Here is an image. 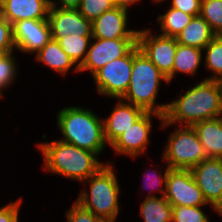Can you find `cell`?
<instances>
[{"label":"cell","mask_w":222,"mask_h":222,"mask_svg":"<svg viewBox=\"0 0 222 222\" xmlns=\"http://www.w3.org/2000/svg\"><path fill=\"white\" fill-rule=\"evenodd\" d=\"M222 116V82L203 79L179 97L168 102L161 128L171 125L193 126Z\"/></svg>","instance_id":"obj_1"},{"label":"cell","mask_w":222,"mask_h":222,"mask_svg":"<svg viewBox=\"0 0 222 222\" xmlns=\"http://www.w3.org/2000/svg\"><path fill=\"white\" fill-rule=\"evenodd\" d=\"M43 154V169L73 181L83 182L95 174L107 162H101L94 152L75 145L54 140L36 144Z\"/></svg>","instance_id":"obj_2"},{"label":"cell","mask_w":222,"mask_h":222,"mask_svg":"<svg viewBox=\"0 0 222 222\" xmlns=\"http://www.w3.org/2000/svg\"><path fill=\"white\" fill-rule=\"evenodd\" d=\"M56 124L63 135L61 141L81 149L103 153L107 142L104 137L103 120L91 109L66 106L57 113Z\"/></svg>","instance_id":"obj_3"},{"label":"cell","mask_w":222,"mask_h":222,"mask_svg":"<svg viewBox=\"0 0 222 222\" xmlns=\"http://www.w3.org/2000/svg\"><path fill=\"white\" fill-rule=\"evenodd\" d=\"M162 81L168 84L167 77L136 45L129 87L121 99L142 108L145 112L164 116L168 103H156Z\"/></svg>","instance_id":"obj_4"},{"label":"cell","mask_w":222,"mask_h":222,"mask_svg":"<svg viewBox=\"0 0 222 222\" xmlns=\"http://www.w3.org/2000/svg\"><path fill=\"white\" fill-rule=\"evenodd\" d=\"M110 161L103 165L83 184L87 187L81 190L76 202L84 209L91 211L103 221H116L119 215L120 184ZM88 188V189H87Z\"/></svg>","instance_id":"obj_5"},{"label":"cell","mask_w":222,"mask_h":222,"mask_svg":"<svg viewBox=\"0 0 222 222\" xmlns=\"http://www.w3.org/2000/svg\"><path fill=\"white\" fill-rule=\"evenodd\" d=\"M167 141L162 159L170 169H191L207 159L193 126L177 125Z\"/></svg>","instance_id":"obj_6"},{"label":"cell","mask_w":222,"mask_h":222,"mask_svg":"<svg viewBox=\"0 0 222 222\" xmlns=\"http://www.w3.org/2000/svg\"><path fill=\"white\" fill-rule=\"evenodd\" d=\"M133 58L134 48L127 55L110 61L92 76L99 95L114 99L125 95L131 78Z\"/></svg>","instance_id":"obj_7"},{"label":"cell","mask_w":222,"mask_h":222,"mask_svg":"<svg viewBox=\"0 0 222 222\" xmlns=\"http://www.w3.org/2000/svg\"><path fill=\"white\" fill-rule=\"evenodd\" d=\"M150 28L138 29L137 45L146 57L167 77L173 80V64L177 50L176 37L153 34Z\"/></svg>","instance_id":"obj_8"},{"label":"cell","mask_w":222,"mask_h":222,"mask_svg":"<svg viewBox=\"0 0 222 222\" xmlns=\"http://www.w3.org/2000/svg\"><path fill=\"white\" fill-rule=\"evenodd\" d=\"M91 41L85 60L79 66V72L87 71L91 76L110 61L127 55L137 45V38H92Z\"/></svg>","instance_id":"obj_9"},{"label":"cell","mask_w":222,"mask_h":222,"mask_svg":"<svg viewBox=\"0 0 222 222\" xmlns=\"http://www.w3.org/2000/svg\"><path fill=\"white\" fill-rule=\"evenodd\" d=\"M165 198L172 207L209 205L190 169H169Z\"/></svg>","instance_id":"obj_10"},{"label":"cell","mask_w":222,"mask_h":222,"mask_svg":"<svg viewBox=\"0 0 222 222\" xmlns=\"http://www.w3.org/2000/svg\"><path fill=\"white\" fill-rule=\"evenodd\" d=\"M163 120V115L154 112H145L133 125L122 133L109 147L113 149L115 155H125L133 159L143 155L151 141L149 139L153 130L152 118Z\"/></svg>","instance_id":"obj_11"},{"label":"cell","mask_w":222,"mask_h":222,"mask_svg":"<svg viewBox=\"0 0 222 222\" xmlns=\"http://www.w3.org/2000/svg\"><path fill=\"white\" fill-rule=\"evenodd\" d=\"M190 170L207 203L221 216L222 158H207Z\"/></svg>","instance_id":"obj_12"},{"label":"cell","mask_w":222,"mask_h":222,"mask_svg":"<svg viewBox=\"0 0 222 222\" xmlns=\"http://www.w3.org/2000/svg\"><path fill=\"white\" fill-rule=\"evenodd\" d=\"M13 39L21 53L36 54L52 38L48 19H25L12 24Z\"/></svg>","instance_id":"obj_13"},{"label":"cell","mask_w":222,"mask_h":222,"mask_svg":"<svg viewBox=\"0 0 222 222\" xmlns=\"http://www.w3.org/2000/svg\"><path fill=\"white\" fill-rule=\"evenodd\" d=\"M48 22L51 37L56 41L71 34L92 36V21L84 17L77 8L50 7Z\"/></svg>","instance_id":"obj_14"},{"label":"cell","mask_w":222,"mask_h":222,"mask_svg":"<svg viewBox=\"0 0 222 222\" xmlns=\"http://www.w3.org/2000/svg\"><path fill=\"white\" fill-rule=\"evenodd\" d=\"M128 11L114 7L92 21V37L101 39L137 38L138 30L129 29Z\"/></svg>","instance_id":"obj_15"},{"label":"cell","mask_w":222,"mask_h":222,"mask_svg":"<svg viewBox=\"0 0 222 222\" xmlns=\"http://www.w3.org/2000/svg\"><path fill=\"white\" fill-rule=\"evenodd\" d=\"M144 113L145 111L142 108L128 103L121 98L117 99L116 105L110 115L107 118H102L104 137L107 144L110 146Z\"/></svg>","instance_id":"obj_16"},{"label":"cell","mask_w":222,"mask_h":222,"mask_svg":"<svg viewBox=\"0 0 222 222\" xmlns=\"http://www.w3.org/2000/svg\"><path fill=\"white\" fill-rule=\"evenodd\" d=\"M49 9L44 0H3V15L11 24L25 19H48Z\"/></svg>","instance_id":"obj_17"},{"label":"cell","mask_w":222,"mask_h":222,"mask_svg":"<svg viewBox=\"0 0 222 222\" xmlns=\"http://www.w3.org/2000/svg\"><path fill=\"white\" fill-rule=\"evenodd\" d=\"M207 158H222V116L193 125Z\"/></svg>","instance_id":"obj_18"},{"label":"cell","mask_w":222,"mask_h":222,"mask_svg":"<svg viewBox=\"0 0 222 222\" xmlns=\"http://www.w3.org/2000/svg\"><path fill=\"white\" fill-rule=\"evenodd\" d=\"M34 58L36 59L35 61L43 63L59 75L65 76L71 69L75 73H80L79 67L61 49L58 42L52 38L35 54Z\"/></svg>","instance_id":"obj_19"},{"label":"cell","mask_w":222,"mask_h":222,"mask_svg":"<svg viewBox=\"0 0 222 222\" xmlns=\"http://www.w3.org/2000/svg\"><path fill=\"white\" fill-rule=\"evenodd\" d=\"M216 36L208 22L200 15L193 16L190 23L176 36L178 44L201 50Z\"/></svg>","instance_id":"obj_20"},{"label":"cell","mask_w":222,"mask_h":222,"mask_svg":"<svg viewBox=\"0 0 222 222\" xmlns=\"http://www.w3.org/2000/svg\"><path fill=\"white\" fill-rule=\"evenodd\" d=\"M203 50L177 43L173 64V79L179 74L196 75L203 60Z\"/></svg>","instance_id":"obj_21"},{"label":"cell","mask_w":222,"mask_h":222,"mask_svg":"<svg viewBox=\"0 0 222 222\" xmlns=\"http://www.w3.org/2000/svg\"><path fill=\"white\" fill-rule=\"evenodd\" d=\"M139 210L144 222H172V206L165 197H145Z\"/></svg>","instance_id":"obj_22"},{"label":"cell","mask_w":222,"mask_h":222,"mask_svg":"<svg viewBox=\"0 0 222 222\" xmlns=\"http://www.w3.org/2000/svg\"><path fill=\"white\" fill-rule=\"evenodd\" d=\"M192 18L193 15L169 7L164 14L158 15L156 18L158 25L160 24V35L176 37L190 23Z\"/></svg>","instance_id":"obj_23"},{"label":"cell","mask_w":222,"mask_h":222,"mask_svg":"<svg viewBox=\"0 0 222 222\" xmlns=\"http://www.w3.org/2000/svg\"><path fill=\"white\" fill-rule=\"evenodd\" d=\"M92 36L68 35L57 40L61 49L79 67L85 60Z\"/></svg>","instance_id":"obj_24"},{"label":"cell","mask_w":222,"mask_h":222,"mask_svg":"<svg viewBox=\"0 0 222 222\" xmlns=\"http://www.w3.org/2000/svg\"><path fill=\"white\" fill-rule=\"evenodd\" d=\"M203 52L206 53L204 66L213 73L206 79L222 82V35H216L203 48Z\"/></svg>","instance_id":"obj_25"},{"label":"cell","mask_w":222,"mask_h":222,"mask_svg":"<svg viewBox=\"0 0 222 222\" xmlns=\"http://www.w3.org/2000/svg\"><path fill=\"white\" fill-rule=\"evenodd\" d=\"M200 16L216 35H222V0H202Z\"/></svg>","instance_id":"obj_26"},{"label":"cell","mask_w":222,"mask_h":222,"mask_svg":"<svg viewBox=\"0 0 222 222\" xmlns=\"http://www.w3.org/2000/svg\"><path fill=\"white\" fill-rule=\"evenodd\" d=\"M14 51L0 55V98H4L3 91L11 87L17 77V62L13 55Z\"/></svg>","instance_id":"obj_27"},{"label":"cell","mask_w":222,"mask_h":222,"mask_svg":"<svg viewBox=\"0 0 222 222\" xmlns=\"http://www.w3.org/2000/svg\"><path fill=\"white\" fill-rule=\"evenodd\" d=\"M203 206L172 207V222H210L203 211Z\"/></svg>","instance_id":"obj_28"},{"label":"cell","mask_w":222,"mask_h":222,"mask_svg":"<svg viewBox=\"0 0 222 222\" xmlns=\"http://www.w3.org/2000/svg\"><path fill=\"white\" fill-rule=\"evenodd\" d=\"M169 167L166 166L165 170L163 172L160 171V173L154 169L152 173L151 171H148L144 175V184L142 186L146 189H151L146 197H158L157 194L153 193H160L161 197H165L166 193V178L168 175ZM163 173V174H162ZM157 188V190H156ZM159 188V189H158Z\"/></svg>","instance_id":"obj_29"},{"label":"cell","mask_w":222,"mask_h":222,"mask_svg":"<svg viewBox=\"0 0 222 222\" xmlns=\"http://www.w3.org/2000/svg\"><path fill=\"white\" fill-rule=\"evenodd\" d=\"M114 7L116 6L113 0H81L77 9L84 17L93 21Z\"/></svg>","instance_id":"obj_30"},{"label":"cell","mask_w":222,"mask_h":222,"mask_svg":"<svg viewBox=\"0 0 222 222\" xmlns=\"http://www.w3.org/2000/svg\"><path fill=\"white\" fill-rule=\"evenodd\" d=\"M15 50L12 24L5 18L0 19V55L8 54Z\"/></svg>","instance_id":"obj_31"},{"label":"cell","mask_w":222,"mask_h":222,"mask_svg":"<svg viewBox=\"0 0 222 222\" xmlns=\"http://www.w3.org/2000/svg\"><path fill=\"white\" fill-rule=\"evenodd\" d=\"M67 222H103L101 218L95 216L93 212L84 209L76 201L66 211Z\"/></svg>","instance_id":"obj_32"},{"label":"cell","mask_w":222,"mask_h":222,"mask_svg":"<svg viewBox=\"0 0 222 222\" xmlns=\"http://www.w3.org/2000/svg\"><path fill=\"white\" fill-rule=\"evenodd\" d=\"M22 197L0 207V222H19Z\"/></svg>","instance_id":"obj_33"},{"label":"cell","mask_w":222,"mask_h":222,"mask_svg":"<svg viewBox=\"0 0 222 222\" xmlns=\"http://www.w3.org/2000/svg\"><path fill=\"white\" fill-rule=\"evenodd\" d=\"M170 2L171 6L168 7L176 8L189 15H200L202 0H171Z\"/></svg>","instance_id":"obj_34"},{"label":"cell","mask_w":222,"mask_h":222,"mask_svg":"<svg viewBox=\"0 0 222 222\" xmlns=\"http://www.w3.org/2000/svg\"><path fill=\"white\" fill-rule=\"evenodd\" d=\"M81 3V0H53L50 7L56 8H77ZM60 4V6H59Z\"/></svg>","instance_id":"obj_35"},{"label":"cell","mask_w":222,"mask_h":222,"mask_svg":"<svg viewBox=\"0 0 222 222\" xmlns=\"http://www.w3.org/2000/svg\"><path fill=\"white\" fill-rule=\"evenodd\" d=\"M113 1L115 6L128 10L129 7H131L132 5L134 6V4H138L137 2L140 3L141 0H113Z\"/></svg>","instance_id":"obj_36"},{"label":"cell","mask_w":222,"mask_h":222,"mask_svg":"<svg viewBox=\"0 0 222 222\" xmlns=\"http://www.w3.org/2000/svg\"><path fill=\"white\" fill-rule=\"evenodd\" d=\"M3 0H0V19H3Z\"/></svg>","instance_id":"obj_37"},{"label":"cell","mask_w":222,"mask_h":222,"mask_svg":"<svg viewBox=\"0 0 222 222\" xmlns=\"http://www.w3.org/2000/svg\"><path fill=\"white\" fill-rule=\"evenodd\" d=\"M151 1H153L154 3H160L161 4V2H165L166 0H151Z\"/></svg>","instance_id":"obj_38"},{"label":"cell","mask_w":222,"mask_h":222,"mask_svg":"<svg viewBox=\"0 0 222 222\" xmlns=\"http://www.w3.org/2000/svg\"><path fill=\"white\" fill-rule=\"evenodd\" d=\"M45 2H47L49 5L52 4L53 0H44Z\"/></svg>","instance_id":"obj_39"}]
</instances>
